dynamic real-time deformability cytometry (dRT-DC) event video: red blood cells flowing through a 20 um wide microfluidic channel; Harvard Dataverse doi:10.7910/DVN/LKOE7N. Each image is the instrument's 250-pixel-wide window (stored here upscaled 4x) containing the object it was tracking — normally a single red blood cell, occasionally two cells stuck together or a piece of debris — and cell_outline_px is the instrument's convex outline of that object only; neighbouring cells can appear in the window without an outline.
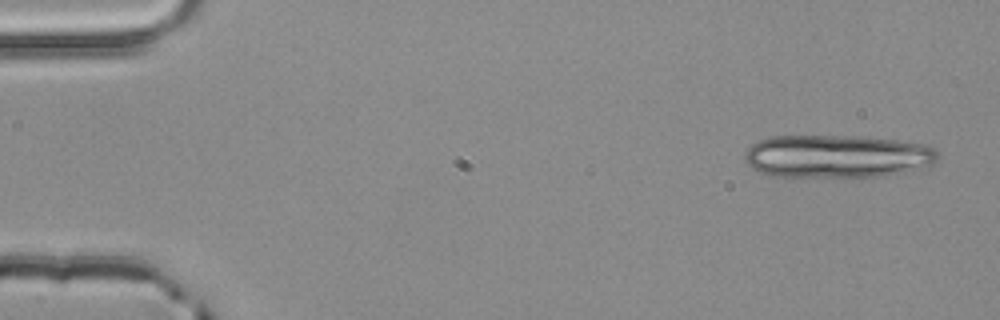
{"species": "common noctule bat (a hibernating species)", "species_latin": "Nyctalus noctula", "temperature_condition": "room temperature", "stored_images_in_passage": 5, "segment_of_instrument_passage": [1, 2], "camera_frame_rate_fps": 3000, "um_per_image_px": 0.085, "animal": {"sex": "male", "body_mass_g": 20.4}, "frame": {"image": 1, "passage_image": 1, "time_ms": 0.0, "image_size_px": [1000, 320], "cell_outline_px": [[936, 160], [932, 164], [904, 172], [884, 176], [776, 176], [752, 168], [744, 160], [744, 156], [748, 148], [756, 140], [768, 136], [860, 136], [896, 140], [924, 144], [932, 148], [936, 152]], "centroid_in_image_um": [71.11, 13.26], "position_along_channel_um": 13.9, "area_um2": 47.97}}